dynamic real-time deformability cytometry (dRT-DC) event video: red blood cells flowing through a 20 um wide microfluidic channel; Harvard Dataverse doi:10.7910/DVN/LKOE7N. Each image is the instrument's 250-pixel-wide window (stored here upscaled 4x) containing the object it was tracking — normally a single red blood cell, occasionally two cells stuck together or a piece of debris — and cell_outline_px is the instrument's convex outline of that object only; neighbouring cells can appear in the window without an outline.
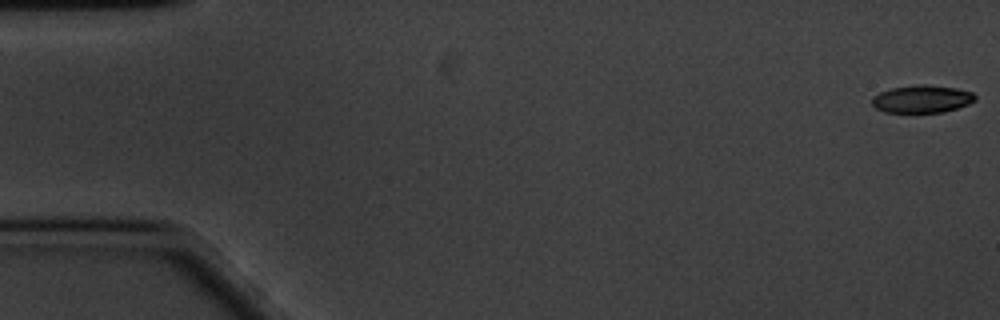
{"species": "common noctule bat (a hibernating species)", "species_latin": "Nyctalus noctula", "temperature_condition": "cold", "stored_images_in_passage": 17, "camera_frame_rate_fps": 3000, "um_per_image_px": 0.085, "animal": {"sex": "male", "body_mass_g": 20.1, "forearm_length_mm": 53.5}, "frame": {"image": 1, "passage_image": 1, "time_ms": 0.0, "image_size_px": [1000, 320], "cell_outline_px": [[976, 100], [968, 104], [944, 112], [884, 112], [876, 108], [872, 104], [872, 96], [880, 92], [892, 88], [916, 84], [924, 84], [956, 88], [972, 92], [976, 96]], "centroid_in_image_um": [78.36, 8.41], "position_along_channel_um": 6.6, "area_um2": 16.59}}
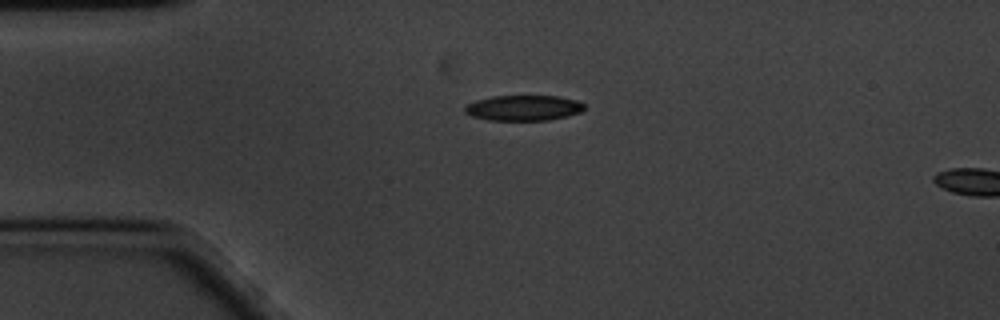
{"frame": {"image": 2, "passage_image": 14, "time_ms": 4.333, "image_size_px": [1000, 320], "cell_outline_px": [[584, 108], [580, 112], [568, 116], [548, 120], [488, 120], [472, 116], [464, 112], [464, 108], [468, 104], [476, 100], [492, 96], [560, 96], [576, 100], [584, 104]], "centroid_in_image_um": [44.5, 9.17], "position_along_channel_um": 40.5, "area_um2": 17.69}}